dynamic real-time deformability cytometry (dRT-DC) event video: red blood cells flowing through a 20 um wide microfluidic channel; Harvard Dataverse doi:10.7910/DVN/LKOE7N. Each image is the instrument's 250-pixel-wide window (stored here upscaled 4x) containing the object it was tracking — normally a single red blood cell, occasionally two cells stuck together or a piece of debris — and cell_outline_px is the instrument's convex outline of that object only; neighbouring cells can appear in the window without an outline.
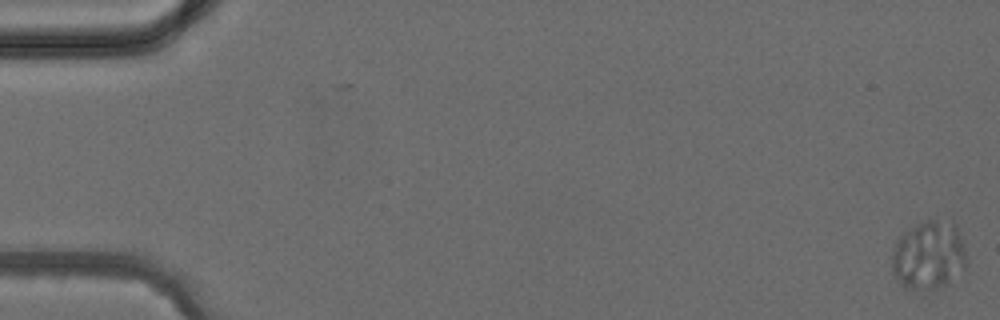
{"species": "common noctule bat (a hibernating species)", "species_latin": "Nyctalus noctula", "temperature_condition": "cold", "stored_images_in_passage": 5, "camera_frame_rate_fps": 3000, "um_per_image_px": 0.085, "animal": {"sex": "female", "body_mass_g": 24.6, "forearm_length_mm": 56.2}, "frame": {"image": 1, "passage_image": 1, "time_ms": 0.0, "image_size_px": [1000, 320], "cell_outline_px": [[964, 268], [944, 284], [936, 288], [904, 288], [900, 284], [892, 272], [892, 252], [896, 240], [900, 232], [924, 220], [936, 220], [956, 224], [964, 244]], "centroid_in_image_um": [78.87, 21.65], "position_along_channel_um": 6.1, "area_um2": 29.54}}
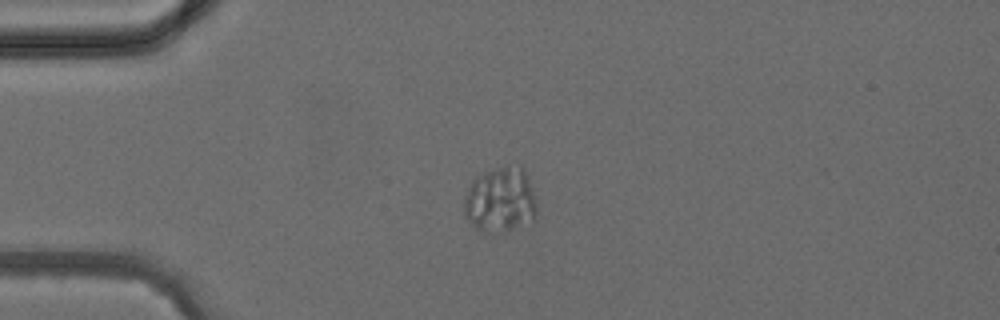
{"frame": {"image": 2, "passage_image": 4, "time_ms": 3.667, "image_size_px": [1000, 320], "cell_outline_px": [[536, 216], [532, 224], [508, 232], [484, 232], [476, 228], [468, 220], [464, 212], [464, 196], [468, 188], [476, 176], [484, 172], [500, 168], [520, 164], [524, 168], [536, 204]], "centroid_in_image_um": [42.54, 17.04], "position_along_channel_um": 42.5, "area_um2": 27.92}}